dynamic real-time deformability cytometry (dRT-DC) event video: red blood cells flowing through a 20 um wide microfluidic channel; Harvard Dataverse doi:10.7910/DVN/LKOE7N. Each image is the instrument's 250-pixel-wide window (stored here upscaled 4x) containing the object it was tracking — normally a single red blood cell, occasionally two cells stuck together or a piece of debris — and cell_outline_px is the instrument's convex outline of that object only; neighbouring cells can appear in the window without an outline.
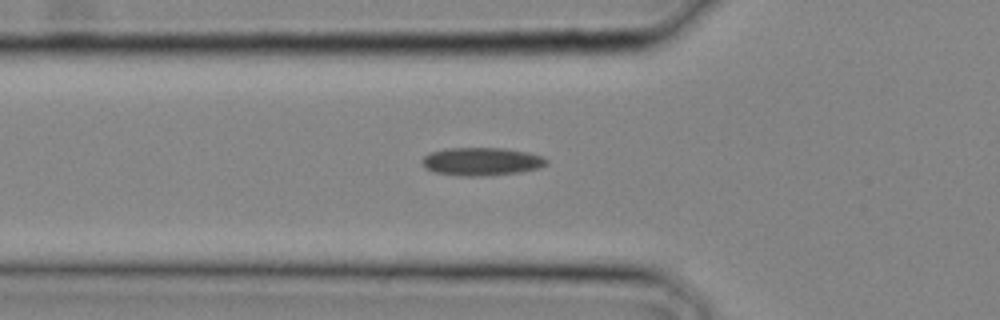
{"species": "common noctule bat (a hibernating species)", "species_latin": "Nyctalus noctula", "temperature_condition": "cold", "stored_images_in_passage": 17, "camera_frame_rate_fps": 3000, "um_per_image_px": 0.085, "animal": {"sex": "male", "body_mass_g": 20.4}, "frame": {"image": 1, "passage_image": 7, "time_ms": 2.0, "image_size_px": [1000, 320], "cell_outline_px": [[548, 164], [540, 168], [520, 172], [484, 176], [460, 176], [432, 172], [424, 168], [420, 160], [424, 156], [432, 152], [444, 148], [504, 148], [528, 152], [544, 156], [548, 160]], "centroid_in_image_um": [40.93, 13.73], "position_along_channel_um": 84.9, "area_um2": 20.69}}
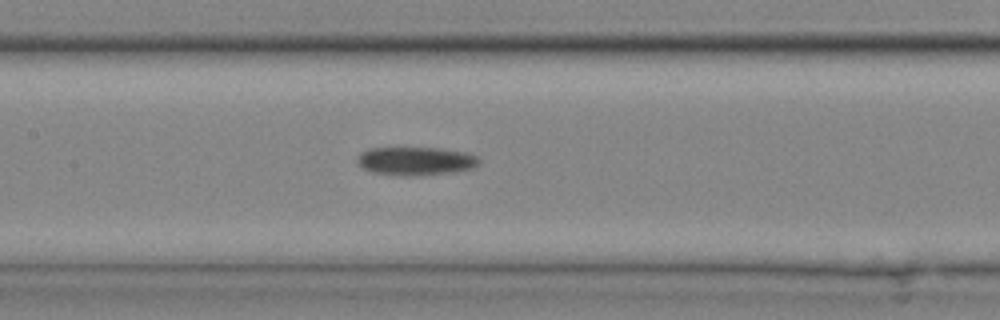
{"frame": {"image": 2, "passage_image": 11, "time_ms": 3.333, "image_size_px": [1000, 320], "cell_outline_px": [[480, 164], [476, 168], [452, 172], [372, 172], [364, 168], [356, 160], [360, 152], [368, 148], [440, 148], [468, 152], [476, 156], [480, 160]], "centroid_in_image_um": [35.41, 13.61], "position_along_channel_um": 172.0, "area_um2": 19.02}}
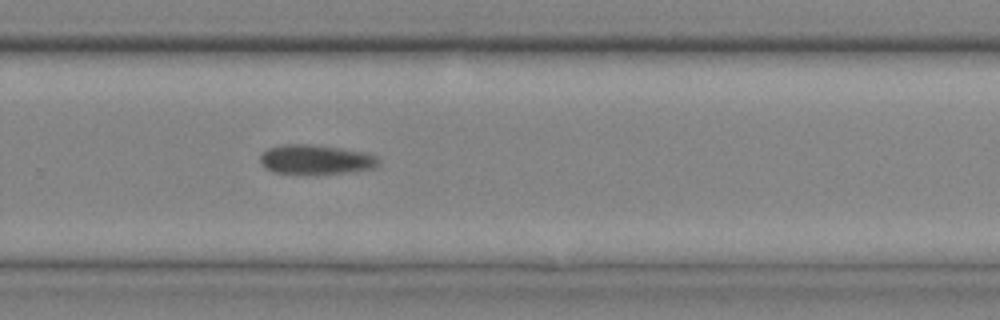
{"frame": {"image": 3, "passage_image": 17, "time_ms": 5.333, "image_size_px": [1000, 320], "cell_outline_px": [[380, 164], [376, 168], [344, 172], [272, 172], [264, 168], [260, 164], [260, 156], [268, 148], [284, 144], [308, 144], [340, 148], [364, 152], [376, 156], [380, 160]], "centroid_in_image_um": [26.84, 13.53], "position_along_channel_um": 303.0, "area_um2": 19.88}}